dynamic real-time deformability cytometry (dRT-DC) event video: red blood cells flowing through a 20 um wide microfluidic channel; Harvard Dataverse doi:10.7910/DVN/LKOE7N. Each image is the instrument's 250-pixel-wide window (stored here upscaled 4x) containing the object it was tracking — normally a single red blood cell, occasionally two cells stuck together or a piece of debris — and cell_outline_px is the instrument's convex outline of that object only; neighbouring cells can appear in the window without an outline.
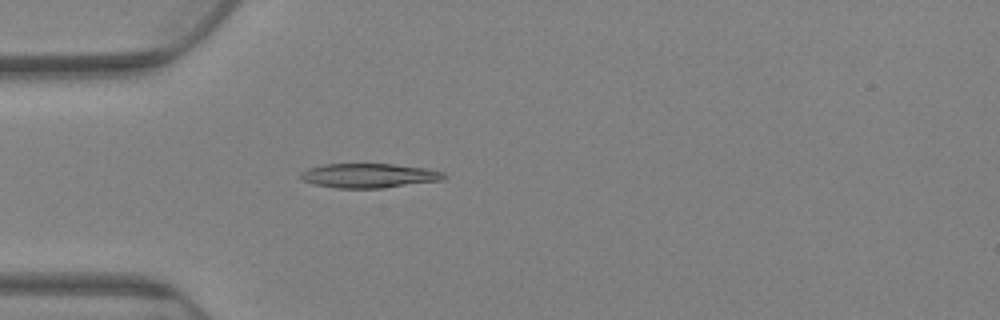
{"species": "Egyptian fruit bat (a non-hibernating species)", "species_latin": "Rousettus aegyptiacus", "temperature_condition": "warm", "stored_images_in_passage": 80, "camera_frame_rate_fps": 3000, "um_per_image_px": 0.085, "animal": {"sex": "female"}, "frame": {"image": 1, "passage_image": 24, "time_ms": 7.667, "image_size_px": [1000, 320], "cell_outline_px": [[448, 176], [444, 180], [384, 188], [336, 188], [312, 184], [300, 180], [300, 172], [308, 168], [324, 164], [392, 164], [428, 168], [444, 172]], "centroid_in_image_um": [31.38, 14.93], "position_along_channel_um": 53.6, "area_um2": 20.69}}
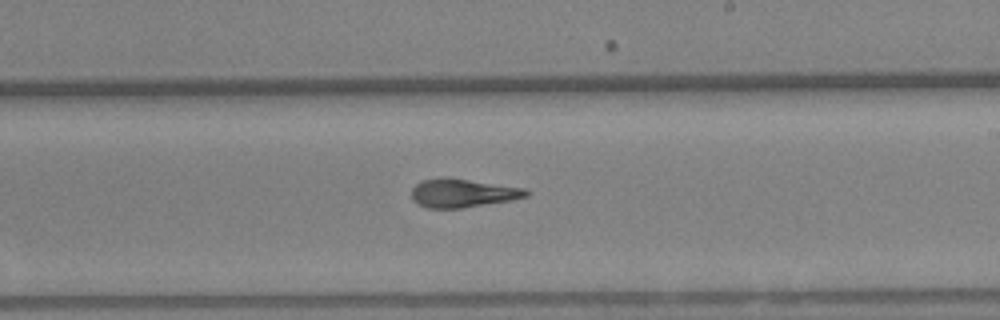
{"frame": {"image": 2, "passage_image": 48, "time_ms": 15.667, "image_size_px": [1000, 320], "cell_outline_px": [[528, 196], [508, 200], [460, 208], [428, 208], [412, 200], [412, 188], [420, 180], [444, 176], [524, 188], [528, 192]], "centroid_in_image_um": [39.25, 16.39], "position_along_channel_um": 249.7, "area_um2": 18.84}}
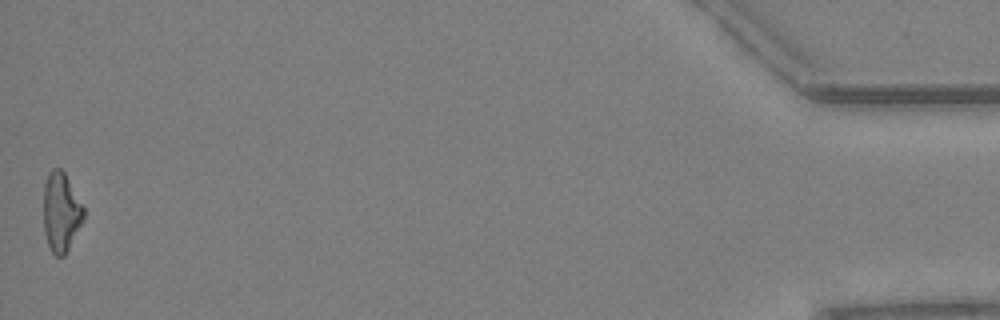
{"frame": {"image": 3, "passage_image": 80, "time_ms": 26.333, "image_size_px": [1000, 320], "cell_outline_px": [[84, 220], [64, 256], [56, 256], [52, 252], [48, 244], [44, 232], [44, 184], [48, 172], [52, 168], [60, 168], [64, 172], [84, 208]], "centroid_in_image_um": [5.18, 18.02], "position_along_channel_um": 430.0, "area_um2": 18.44}, "authors_computed_cell_mechanics": {"area_um2": 19.4786, "velocity_mm_per_s": 2.5698, "shape_relaxation_time_tau1_ms": null, "shape_relaxation_time_tau2_ms": 3.532, "deformation_change_tau1": null, "deformation_change_tau2": 0.1124}}